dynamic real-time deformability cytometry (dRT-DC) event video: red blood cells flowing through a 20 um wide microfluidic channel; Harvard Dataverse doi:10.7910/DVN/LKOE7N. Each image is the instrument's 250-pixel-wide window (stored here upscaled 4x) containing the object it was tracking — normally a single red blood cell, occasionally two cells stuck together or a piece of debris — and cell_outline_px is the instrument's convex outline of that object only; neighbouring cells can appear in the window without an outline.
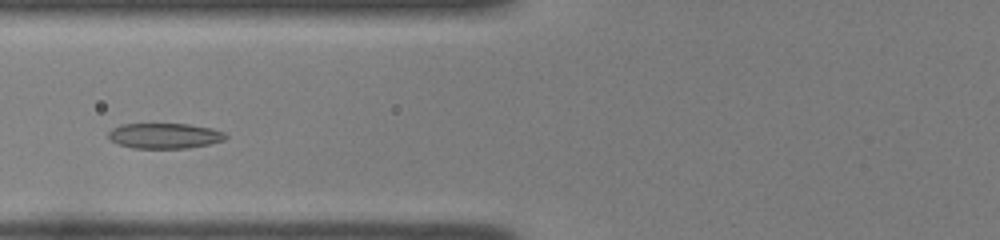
{"species": "common noctule bat (a hibernating species)", "species_latin": "Nyctalus noctula", "temperature_condition": "room temperature", "stored_images_in_passage": 41, "camera_frame_rate_fps": 3000, "um_per_image_px": 0.085, "animal": {"sex": "female", "body_mass_g": 22.0, "forearm_length_mm": 56.7}, "frame": {"image": 1, "passage_image": 12, "time_ms": 3.667, "image_size_px": [1000, 240], "cell_outline_px": [[228, 136], [224, 140], [208, 144], [188, 148], [132, 148], [116, 144], [108, 140], [108, 132], [112, 128], [120, 124], [188, 124], [212, 128], [224, 132]], "centroid_in_image_um": [13.94, 11.54], "position_along_channel_um": 111.9, "area_um2": 17.51}}
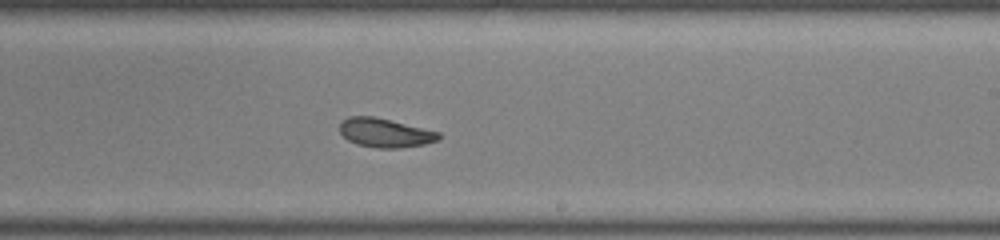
{"frame": {"image": 2, "passage_image": 23, "time_ms": 7.333, "image_size_px": [1000, 240], "cell_outline_px": [[440, 140], [424, 144], [400, 148], [376, 148], [356, 144], [348, 140], [340, 132], [340, 124], [348, 116], [376, 116], [440, 132]], "centroid_in_image_um": [32.74, 11.29], "position_along_channel_um": 256.3, "area_um2": 16.82}}
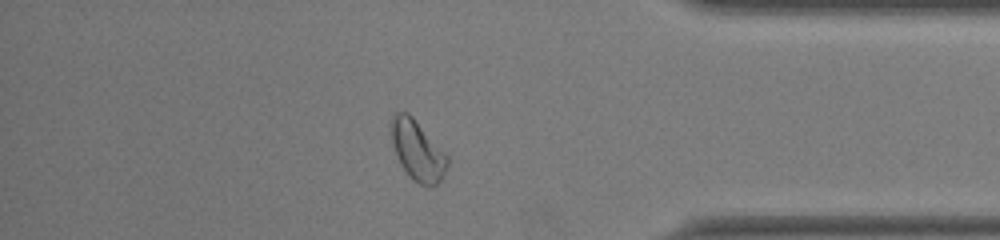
{"frame": {"image": 3, "passage_image": 35, "time_ms": 11.333, "image_size_px": [1000, 240], "cell_outline_px": [[448, 164], [440, 180], [432, 188], [428, 188], [412, 180], [408, 176], [400, 164], [392, 144], [388, 124], [392, 116], [396, 112], [408, 112], [412, 116], [448, 156]], "centroid_in_image_um": [35.44, 12.79], "position_along_channel_um": 399.8, "area_um2": 19.88}, "authors_computed_cell_mechanics": {"area_um2": 17.7446, "velocity_mm_per_s": 3.9468, "shape_relaxation_time_tau1_ms": 3.5493, "shape_relaxation_time_tau2_ms": 2.6943, "deformation_change_tau1": 0.1284, "deformation_change_tau2": 0.077}}